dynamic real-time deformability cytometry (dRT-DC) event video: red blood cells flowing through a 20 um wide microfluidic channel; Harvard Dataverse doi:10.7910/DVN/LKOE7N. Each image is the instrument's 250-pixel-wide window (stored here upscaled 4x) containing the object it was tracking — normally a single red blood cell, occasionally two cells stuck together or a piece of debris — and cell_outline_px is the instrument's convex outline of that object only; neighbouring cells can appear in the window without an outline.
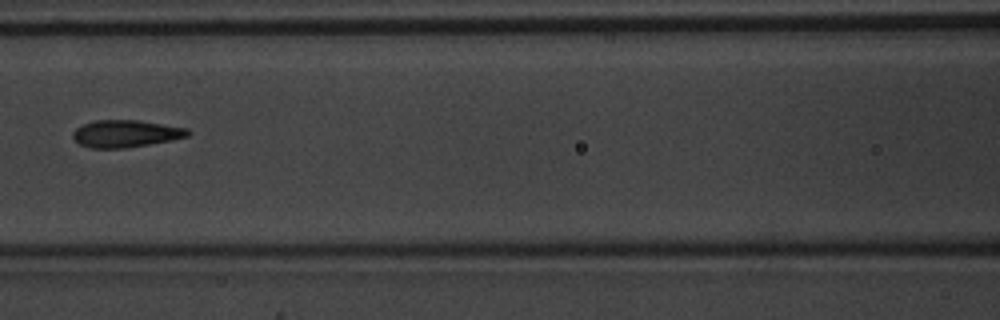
{"species": "common noctule bat (a hibernating species)", "species_latin": "Nyctalus noctula", "temperature_condition": "warm", "stored_images_in_passage": 4, "camera_frame_rate_fps": 3000, "um_per_image_px": 0.085, "animal": {"sex": "male", "body_mass_g": 20.1, "forearm_length_mm": 53.5}, "frame": {"image": 1, "passage_image": 4, "time_ms": 1.0, "image_size_px": [1000, 320], "cell_outline_px": [[192, 132], [188, 136], [172, 140], [124, 148], [88, 148], [80, 144], [72, 136], [72, 132], [76, 128], [84, 124], [96, 120], [136, 120], [188, 128]], "centroid_in_image_um": [10.69, 11.36], "position_along_channel_um": 155.9, "area_um2": 18.15}}